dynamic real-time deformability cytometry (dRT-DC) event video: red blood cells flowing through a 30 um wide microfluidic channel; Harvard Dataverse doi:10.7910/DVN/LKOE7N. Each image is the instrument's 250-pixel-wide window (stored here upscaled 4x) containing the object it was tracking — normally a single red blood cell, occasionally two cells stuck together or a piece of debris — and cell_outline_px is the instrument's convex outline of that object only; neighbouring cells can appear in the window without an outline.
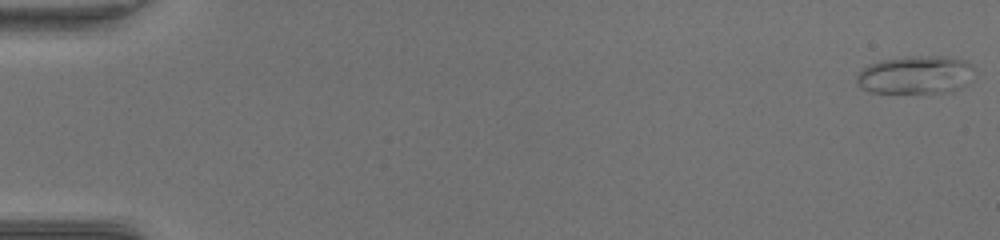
{"species": "common noctule bat (a hibernating species)", "species_latin": "Nyctalus noctula", "temperature_condition": "warm", "stored_images_in_passage": 53, "camera_frame_rate_fps": 3000, "um_per_image_px": 0.085, "animal": {"sex": "female", "body_mass_g": 17.0, "forearm_length_mm": 48.0}, "frame": {"image": 1, "passage_image": 1, "time_ms": 0.0, "image_size_px": [1000, 240], "cell_outline_px": [[976, 72], [972, 84], [952, 92], [868, 92], [860, 88], [856, 84], [856, 76], [868, 64], [880, 60], [908, 56], [944, 56], [968, 60], [972, 64]], "centroid_in_image_um": [77.92, 6.36], "position_along_channel_um": 7.1, "area_um2": 26.93}}
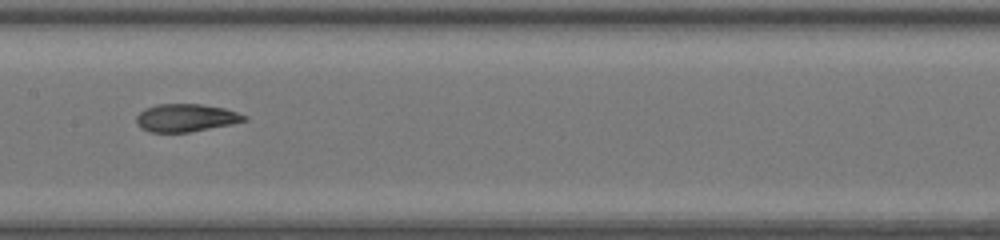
{"frame": {"image": 2, "passage_image": 28, "time_ms": 9.0, "image_size_px": [1000, 240], "cell_outline_px": [[248, 120], [232, 124], [188, 132], [148, 132], [140, 128], [136, 120], [136, 116], [144, 108], [156, 104], [200, 104], [224, 108], [248, 116]], "centroid_in_image_um": [15.79, 10.01], "position_along_channel_um": 191.6, "area_um2": 17.51}}
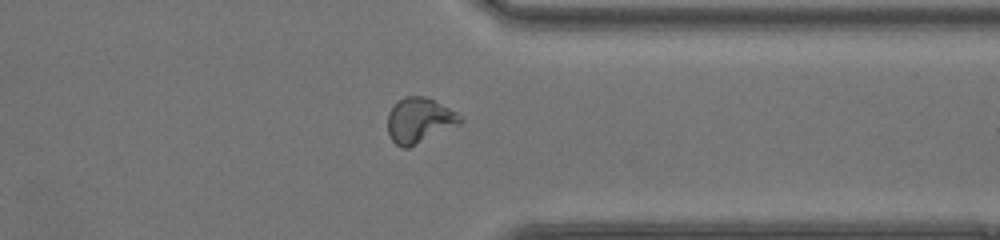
{"frame": {"image": 3, "passage_image": 42, "time_ms": 13.667, "image_size_px": [1000, 240], "cell_outline_px": [[464, 120], [460, 124], [408, 148], [404, 148], [396, 144], [392, 140], [388, 132], [388, 112], [404, 96], [424, 96], [456, 112]], "centroid_in_image_um": [35.64, 10.24], "position_along_channel_um": 375.8, "area_um2": 18.73}, "authors_computed_cell_mechanics": {"area_um2": 18.9006, "velocity_mm_per_s": 3.999, "shape_relaxation_time_tau1_ms": null, "shape_relaxation_time_tau2_ms": 1.5353, "deformation_change_tau1": null, "deformation_change_tau2": 0.0715}}